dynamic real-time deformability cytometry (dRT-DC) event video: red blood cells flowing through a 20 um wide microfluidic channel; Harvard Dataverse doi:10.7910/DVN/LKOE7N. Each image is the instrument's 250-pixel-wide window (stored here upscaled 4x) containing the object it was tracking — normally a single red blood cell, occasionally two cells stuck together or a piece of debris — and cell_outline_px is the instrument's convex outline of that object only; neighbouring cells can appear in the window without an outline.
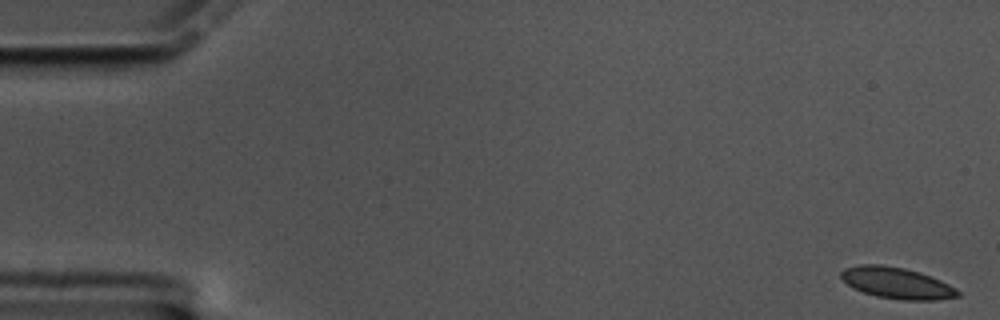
{"species": "common noctule bat (a hibernating species)", "species_latin": "Nyctalus noctula", "temperature_condition": "cold", "stored_images_in_passage": 59, "camera_frame_rate_fps": 3000, "um_per_image_px": 0.085, "animal": {"sex": "male", "body_mass_g": 17.5, "forearm_length_mm": 52.3}, "frame": {"image": 1, "passage_image": 1, "time_ms": 0.0, "image_size_px": [1000, 320], "cell_outline_px": [[960, 296], [936, 300], [900, 300], [876, 296], [852, 288], [840, 276], [840, 272], [844, 268], [860, 264], [880, 264], [904, 268], [920, 272], [940, 280], [956, 288], [960, 292]], "centroid_in_image_um": [76.22, 24.05], "position_along_channel_um": 8.8, "area_um2": 21.33}}
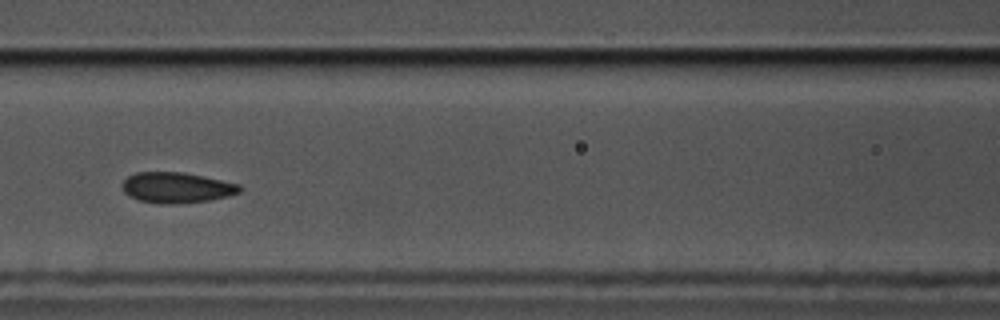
{"frame": {"image": 2, "passage_image": 26, "time_ms": 8.333, "image_size_px": [1000, 320], "cell_outline_px": [[244, 188], [240, 192], [228, 196], [208, 200], [176, 204], [156, 204], [140, 200], [124, 192], [120, 184], [128, 176], [136, 172], [184, 172], [204, 176], [240, 184]], "centroid_in_image_um": [15.03, 15.94], "position_along_channel_um": 151.6, "area_um2": 21.1}}
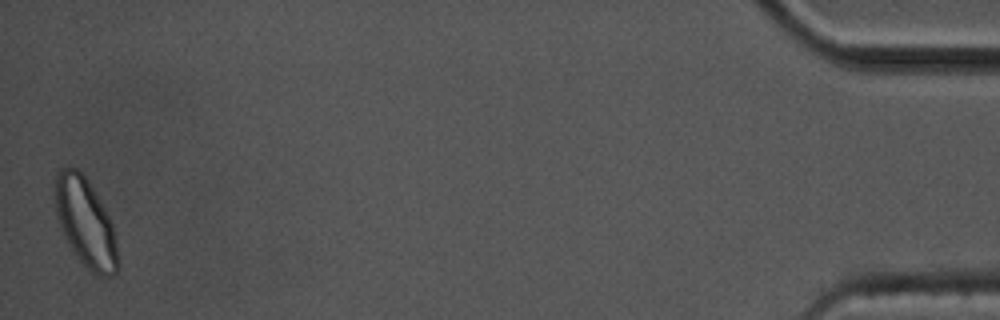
{"frame": {"image": 3, "passage_image": 59, "time_ms": 19.333, "image_size_px": [1000, 320], "cell_outline_px": [[120, 268], [112, 276], [96, 276], [80, 260], [64, 236], [60, 228], [56, 216], [56, 172], [60, 168], [76, 168], [88, 180], [104, 208], [112, 224], [116, 240], [120, 260]], "centroid_in_image_um": [7.3, 18.96], "position_along_channel_um": 427.9, "area_um2": 32.14}, "authors_computed_cell_mechanics": {"area_um2": 21.3282, "velocity_mm_per_s": 3.3504, "shape_relaxation_time_tau1_ms": 8.1443, "shape_relaxation_time_tau2_ms": 1.0602, "deformation_change_tau1": 0.1355, "deformation_change_tau2": 0.0678}}